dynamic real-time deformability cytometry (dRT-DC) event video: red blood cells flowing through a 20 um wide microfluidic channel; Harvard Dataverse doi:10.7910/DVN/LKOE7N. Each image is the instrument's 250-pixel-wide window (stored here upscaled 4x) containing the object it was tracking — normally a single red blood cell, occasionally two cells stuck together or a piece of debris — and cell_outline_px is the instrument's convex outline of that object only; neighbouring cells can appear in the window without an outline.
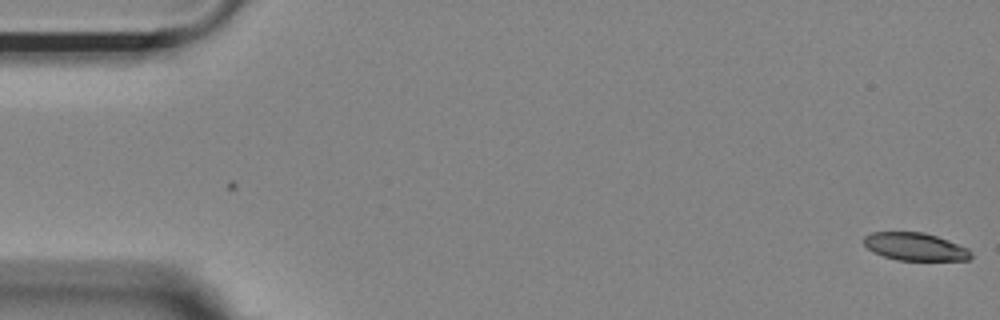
{"species": "Egyptian fruit bat (a non-hibernating species)", "species_latin": "Rousettus aegyptiacus", "temperature_condition": "room temperature", "stored_images_in_passage": 5, "camera_frame_rate_fps": 3000, "um_per_image_px": 0.085, "animal": {"sex": "female"}, "frame": {"image": 1, "passage_image": 5, "time_ms": 1.333, "image_size_px": [1000, 320], "cell_outline_px": [[972, 256], [968, 260], [896, 260], [872, 252], [864, 244], [864, 236], [872, 232], [924, 232], [948, 240], [968, 248], [972, 252]], "centroid_in_image_um": [77.79, 20.97], "position_along_channel_um": 7.2, "area_um2": 17.34}}